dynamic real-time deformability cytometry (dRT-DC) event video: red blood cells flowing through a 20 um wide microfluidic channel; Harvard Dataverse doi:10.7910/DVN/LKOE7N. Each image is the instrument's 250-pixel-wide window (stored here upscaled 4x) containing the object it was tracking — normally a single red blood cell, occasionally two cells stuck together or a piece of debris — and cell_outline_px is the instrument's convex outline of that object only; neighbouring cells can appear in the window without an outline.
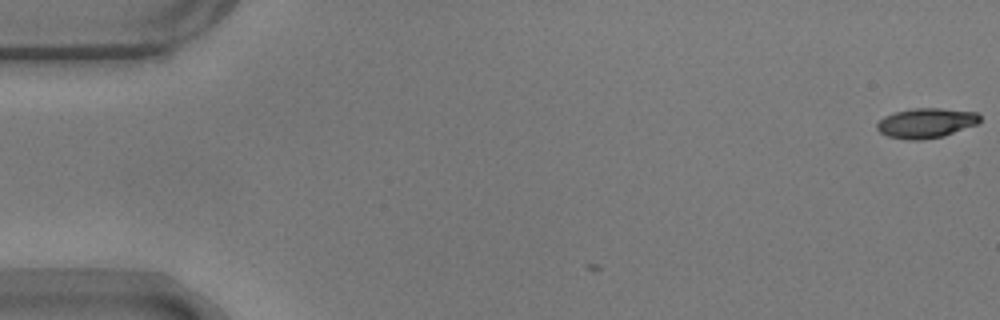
{"species": "common noctule bat (a hibernating species)", "species_latin": "Nyctalus noctula", "temperature_condition": "warm", "stored_images_in_passage": 3, "camera_frame_rate_fps": 3000, "um_per_image_px": 0.085, "animal": {"sex": "male", "body_mass_g": 17.9}, "frame": {"image": 1, "passage_image": 3, "time_ms": 0.667, "image_size_px": [1000, 320], "cell_outline_px": [[980, 120], [976, 124], [944, 136], [920, 140], [908, 140], [888, 136], [880, 132], [876, 128], [876, 124], [884, 116], [896, 112], [916, 108], [940, 108], [976, 112], [980, 116]], "centroid_in_image_um": [78.7, 10.46], "position_along_channel_um": 6.3, "area_um2": 17.74}}